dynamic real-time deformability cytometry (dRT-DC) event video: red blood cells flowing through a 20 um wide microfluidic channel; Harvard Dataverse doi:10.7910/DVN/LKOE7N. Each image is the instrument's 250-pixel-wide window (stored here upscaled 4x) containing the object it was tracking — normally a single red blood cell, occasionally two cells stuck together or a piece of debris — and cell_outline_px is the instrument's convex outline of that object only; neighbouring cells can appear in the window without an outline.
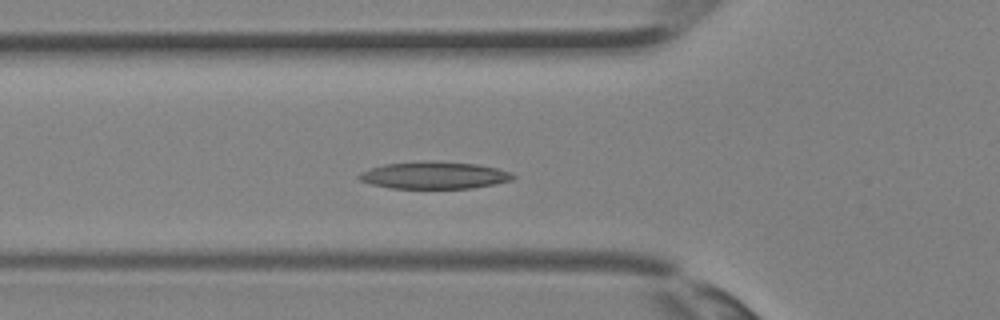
{"species": "Egyptian fruit bat (a non-hibernating species)", "species_latin": "Rousettus aegyptiacus", "temperature_condition": "room temperature", "stored_images_in_passage": 33, "camera_frame_rate_fps": 3000, "um_per_image_px": 0.085, "animal": {"sex": "female"}, "frame": {"image": 1, "passage_image": 10, "time_ms": 3.0, "image_size_px": [1000, 320], "cell_outline_px": [[516, 176], [512, 180], [496, 184], [472, 188], [392, 188], [372, 184], [360, 180], [356, 176], [360, 172], [384, 164], [480, 164], [512, 172]], "centroid_in_image_um": [36.97, 14.95], "position_along_channel_um": 88.8, "area_um2": 23.12}}
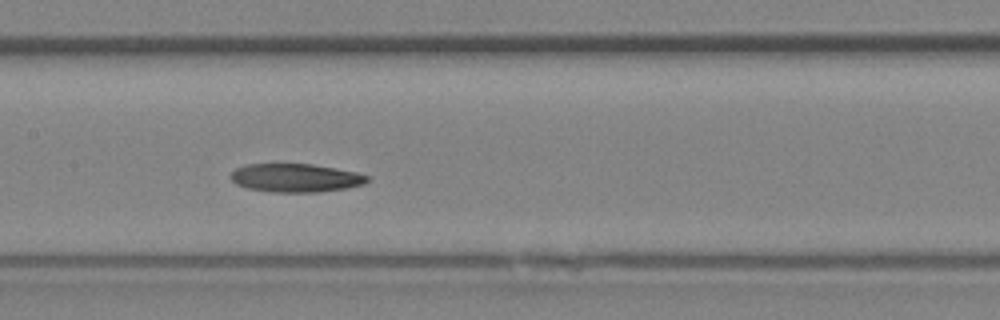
{"frame": {"image": 2, "passage_image": 15, "time_ms": 4.667, "image_size_px": [1000, 320], "cell_outline_px": [[368, 180], [364, 184], [348, 188], [320, 192], [272, 192], [248, 188], [236, 184], [228, 176], [236, 168], [244, 164], [312, 164], [336, 168], [356, 172], [368, 176]], "centroid_in_image_um": [25.11, 15.12], "position_along_channel_um": 182.3, "area_um2": 22.72}}
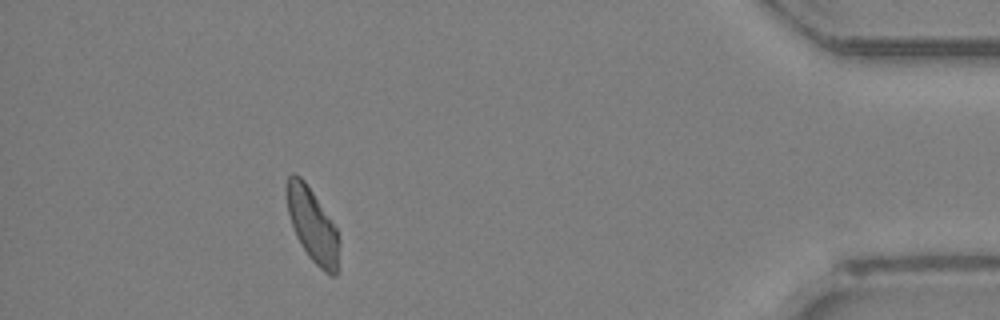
{"frame": {"image": 3, "passage_image": 30, "time_ms": 9.667, "image_size_px": [1000, 320], "cell_outline_px": [[336, 276], [332, 276], [324, 272], [308, 256], [296, 236], [288, 212], [284, 188], [288, 176], [292, 172], [296, 172], [304, 180], [336, 228]], "centroid_in_image_um": [26.46, 19.05], "position_along_channel_um": 408.7, "area_um2": 21.79}}